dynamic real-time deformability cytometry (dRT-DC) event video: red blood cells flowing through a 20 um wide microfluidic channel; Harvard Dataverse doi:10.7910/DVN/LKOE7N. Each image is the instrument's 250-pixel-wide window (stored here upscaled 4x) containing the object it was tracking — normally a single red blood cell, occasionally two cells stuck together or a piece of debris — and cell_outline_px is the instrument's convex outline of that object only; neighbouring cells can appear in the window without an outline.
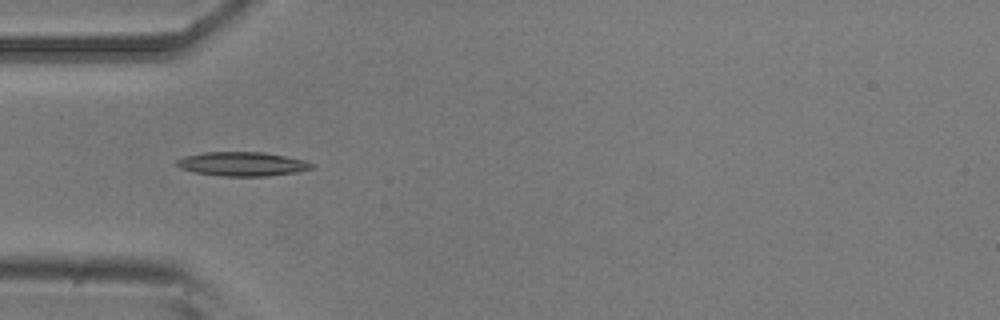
{"species": "common noctule bat (a hibernating species)", "species_latin": "Nyctalus noctula", "temperature_condition": "room temperature", "stored_images_in_passage": 18, "camera_frame_rate_fps": 3000, "um_per_image_px": 0.085, "animal": {"sex": "male", "body_mass_g": 20.5, "forearm_length_mm": 52.5}, "frame": {"image": 1, "passage_image": 3, "time_ms": 0.667, "image_size_px": [1000, 320], "cell_outline_px": [[316, 168], [296, 172], [268, 176], [224, 176], [196, 172], [180, 168], [176, 164], [176, 160], [184, 156], [204, 152], [264, 152], [304, 160], [316, 164]], "centroid_in_image_um": [20.64, 13.93], "position_along_channel_um": 64.4, "area_um2": 18.96}}
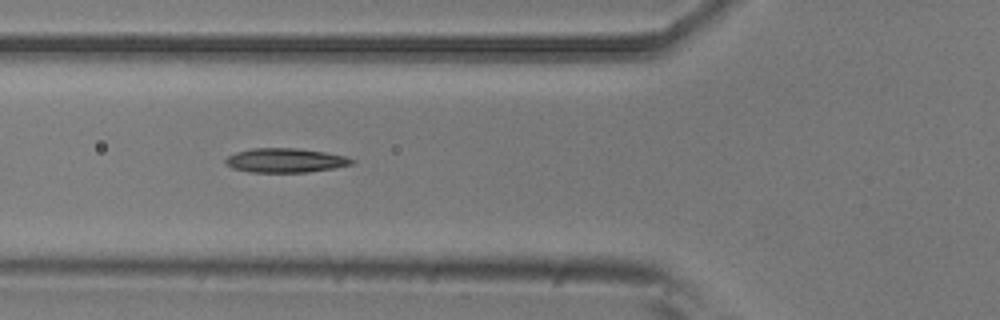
{"frame": {"image": 2, "passage_image": 6, "time_ms": 1.667, "image_size_px": [1000, 320], "cell_outline_px": [[356, 160], [352, 164], [332, 168], [308, 172], [252, 172], [232, 168], [224, 164], [224, 160], [228, 156], [236, 152], [252, 148], [296, 148], [324, 152], [344, 156]], "centroid_in_image_um": [24.21, 13.63], "position_along_channel_um": 101.6, "area_um2": 17.74}}
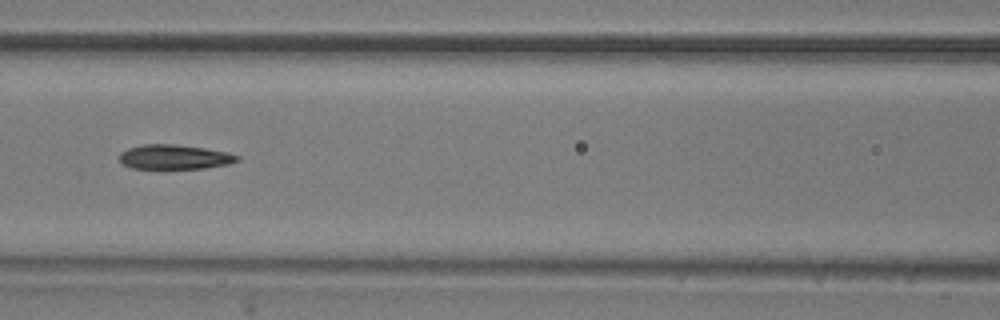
{"frame": {"image": 3, "passage_image": 10, "time_ms": 3.0, "image_size_px": [1000, 320], "cell_outline_px": [[240, 160], [228, 164], [204, 168], [132, 168], [124, 164], [120, 160], [120, 152], [128, 148], [144, 144], [176, 144], [204, 148], [228, 152], [240, 156]], "centroid_in_image_um": [14.86, 13.33], "position_along_channel_um": 151.7, "area_um2": 16.76}}